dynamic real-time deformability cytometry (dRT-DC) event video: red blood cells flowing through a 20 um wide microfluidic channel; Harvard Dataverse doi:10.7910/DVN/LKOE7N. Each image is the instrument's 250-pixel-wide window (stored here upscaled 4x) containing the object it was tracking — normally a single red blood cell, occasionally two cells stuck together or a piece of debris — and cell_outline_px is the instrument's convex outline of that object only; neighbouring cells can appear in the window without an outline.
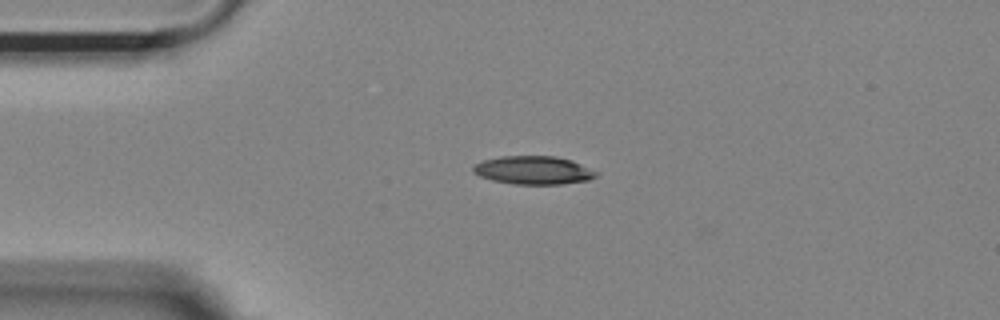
{"species": "Egyptian fruit bat (a non-hibernating species)", "species_latin": "Rousettus aegyptiacus", "temperature_condition": "room temperature", "stored_images_in_passage": 42, "camera_frame_rate_fps": 3000, "um_per_image_px": 0.085, "animal": {"sex": "female"}, "frame": {"image": 1, "passage_image": 1, "time_ms": 0.0, "image_size_px": [1000, 320], "cell_outline_px": [[600, 172], [596, 176], [588, 180], [560, 184], [512, 184], [492, 180], [480, 176], [472, 172], [472, 168], [476, 164], [484, 160], [500, 156], [556, 156], [572, 160]], "centroid_in_image_um": [45.36, 14.46], "position_along_channel_um": 39.6, "area_um2": 20.35}}
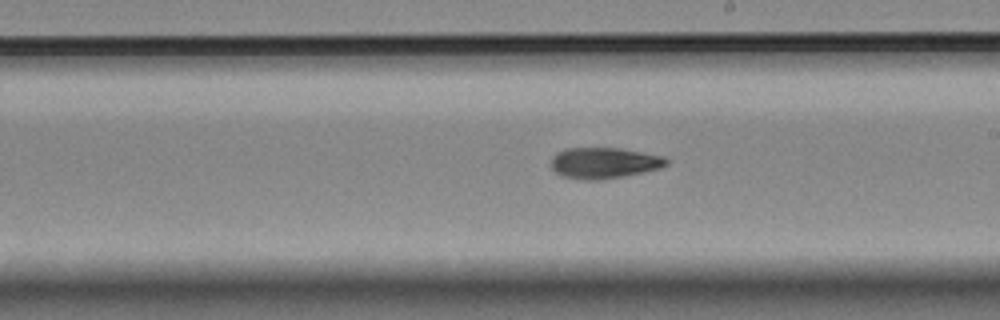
{"frame": {"image": 2, "passage_image": 19, "time_ms": 6.0, "image_size_px": [1000, 320], "cell_outline_px": [[668, 164], [660, 168], [600, 180], [584, 180], [560, 176], [548, 164], [552, 156], [556, 152], [564, 148], [620, 148], [664, 156], [668, 160]], "centroid_in_image_um": [51.27, 13.84], "position_along_channel_um": 237.7, "area_um2": 20.92}}
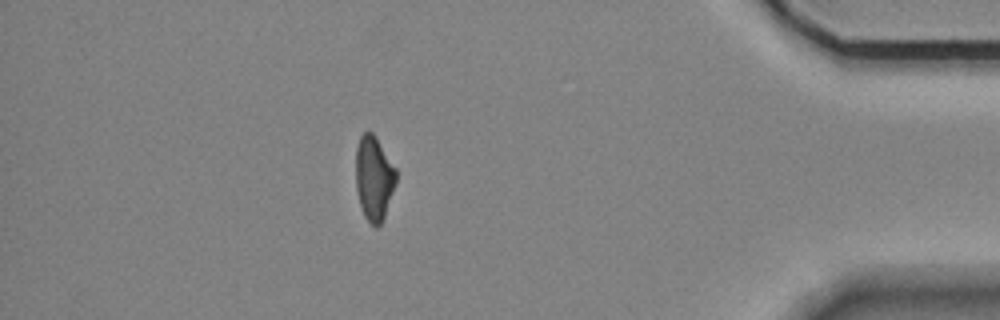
{"frame": {"image": 3, "passage_image": 36, "time_ms": 11.667, "image_size_px": [1000, 320], "cell_outline_px": [[396, 184], [384, 216], [380, 224], [376, 228], [364, 216], [360, 204], [356, 188], [356, 148], [360, 136], [364, 132], [372, 132], [376, 136], [396, 168]], "centroid_in_image_um": [31.79, 15.12], "position_along_channel_um": 403.4, "area_um2": 19.77}, "authors_computed_cell_mechanics": {"area_um2": 20.519, "velocity_mm_per_s": 3.6994, "shape_relaxation_time_tau1_ms": 5.7004, "shape_relaxation_time_tau2_ms": 8.256, "deformation_change_tau1": 0.1765, "deformation_change_tau2": 0.1833}}